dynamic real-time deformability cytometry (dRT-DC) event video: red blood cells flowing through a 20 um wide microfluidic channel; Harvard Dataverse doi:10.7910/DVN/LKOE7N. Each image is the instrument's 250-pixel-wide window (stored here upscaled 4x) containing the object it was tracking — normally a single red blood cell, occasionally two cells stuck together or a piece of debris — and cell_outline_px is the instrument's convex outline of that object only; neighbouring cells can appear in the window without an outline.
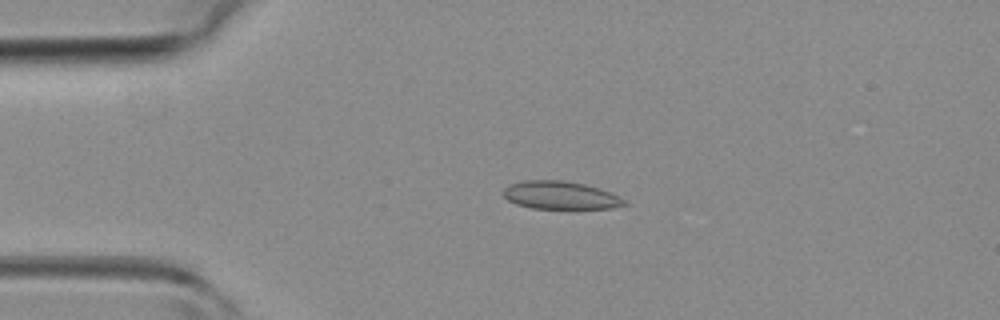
{"species": "common noctule bat (a hibernating species)", "species_latin": "Nyctalus noctula", "temperature_condition": "room temperature", "stored_images_in_passage": 3, "camera_frame_rate_fps": 3000, "um_per_image_px": 0.085, "animal": {"sex": "female", "body_mass_g": 19.3, "forearm_length_mm": 54.1}, "frame": {"image": 1, "passage_image": 1, "time_ms": 0.0, "image_size_px": [1000, 320], "cell_outline_px": [[628, 204], [612, 208], [532, 208], [516, 204], [508, 200], [500, 192], [508, 184], [524, 180], [564, 180], [584, 184], [600, 188], [612, 192], [628, 200]], "centroid_in_image_um": [47.65, 16.58], "position_along_channel_um": 37.4, "area_um2": 20.0}}
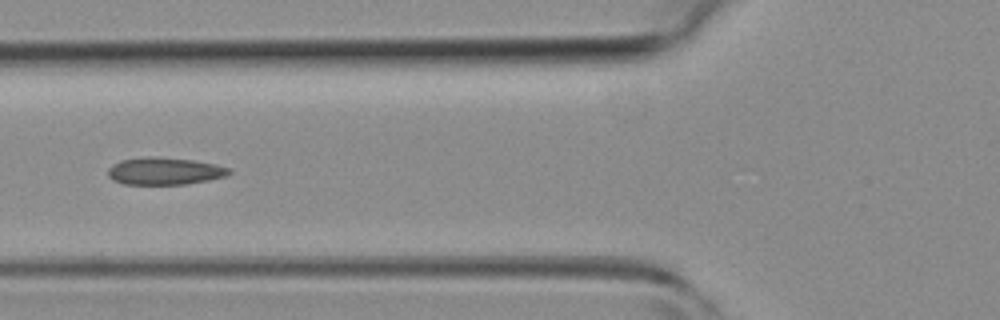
{"frame": {"image": 2, "passage_image": 3, "time_ms": 2.333, "image_size_px": [1000, 320], "cell_outline_px": [[232, 172], [224, 176], [208, 180], [184, 184], [124, 184], [112, 180], [108, 176], [108, 168], [112, 164], [120, 160], [196, 160], [216, 164], [228, 168]], "centroid_in_image_um": [14.0, 14.6], "position_along_channel_um": 111.8, "area_um2": 18.15}}